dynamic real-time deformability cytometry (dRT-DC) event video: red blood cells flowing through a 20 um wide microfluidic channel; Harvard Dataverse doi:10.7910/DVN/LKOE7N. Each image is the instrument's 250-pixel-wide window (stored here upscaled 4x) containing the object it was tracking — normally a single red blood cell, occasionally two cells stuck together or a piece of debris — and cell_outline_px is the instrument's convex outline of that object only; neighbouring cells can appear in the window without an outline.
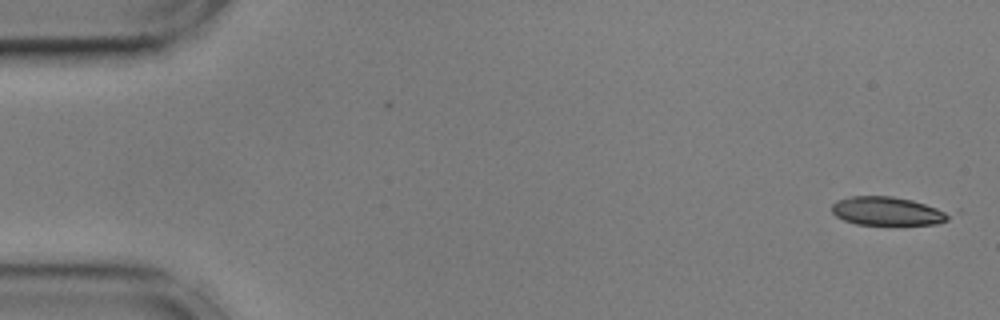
{"species": "common noctule bat (a hibernating species)", "species_latin": "Nyctalus noctula", "temperature_condition": "cold", "stored_images_in_passage": 11, "camera_frame_rate_fps": 3000, "um_per_image_px": 0.085, "animal": {"sex": "male", "body_mass_g": 17.9, "forearm_length_mm": 54.2}, "frame": {"image": 1, "passage_image": 1, "time_ms": 0.0, "image_size_px": [1000, 320], "cell_outline_px": [[964, 212], [948, 220], [936, 224], [856, 224], [844, 220], [836, 216], [832, 212], [832, 204], [836, 200], [852, 196], [892, 196], [960, 208]], "centroid_in_image_um": [75.79, 17.92], "position_along_channel_um": 9.2, "area_um2": 21.04}}